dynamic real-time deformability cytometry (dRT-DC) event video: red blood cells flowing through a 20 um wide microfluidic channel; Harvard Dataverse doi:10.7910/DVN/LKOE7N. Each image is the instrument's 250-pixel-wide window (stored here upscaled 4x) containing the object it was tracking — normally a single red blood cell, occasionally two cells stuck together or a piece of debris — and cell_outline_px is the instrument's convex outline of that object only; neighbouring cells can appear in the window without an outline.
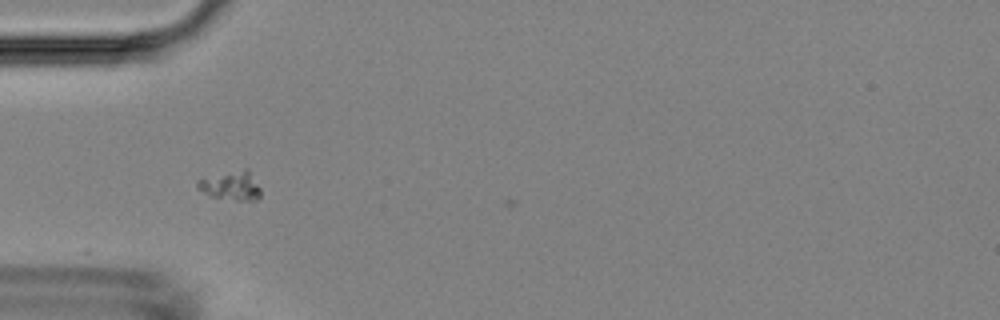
{"species": "Egyptian fruit bat (a non-hibernating species)", "species_latin": "Rousettus aegyptiacus", "temperature_condition": "room temperature", "stored_images_in_passage": 5, "camera_frame_rate_fps": 3000, "um_per_image_px": 0.085, "animal": {"sex": "female"}, "frame": {"image": 1, "passage_image": 3, "time_ms": 0.667, "image_size_px": [1000, 320], "cell_outline_px": [[260, 196], [256, 200], [236, 200], [208, 196], [196, 188], [196, 180], [244, 168], [248, 168], [260, 188]], "centroid_in_image_um": [19.62, 15.78], "position_along_channel_um": 65.4, "area_um2": 10.69}}